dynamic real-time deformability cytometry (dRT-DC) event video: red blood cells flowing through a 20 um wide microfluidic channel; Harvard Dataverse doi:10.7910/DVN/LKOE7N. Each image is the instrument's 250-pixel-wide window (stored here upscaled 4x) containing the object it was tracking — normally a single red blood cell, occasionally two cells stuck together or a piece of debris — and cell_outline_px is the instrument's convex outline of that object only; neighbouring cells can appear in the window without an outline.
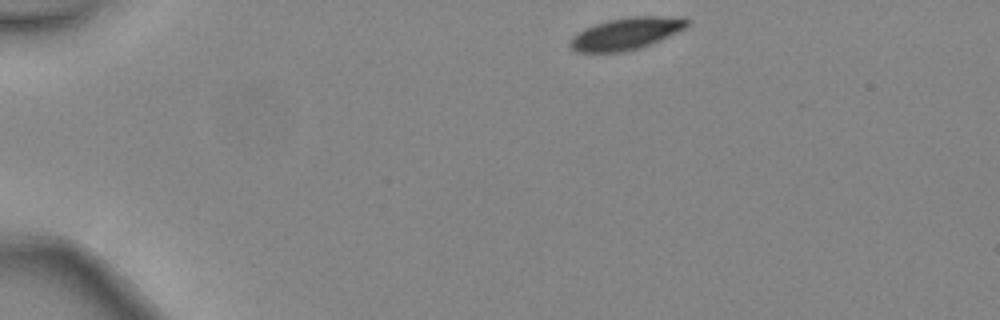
{"species": "common noctule bat (a hibernating species)", "species_latin": "Nyctalus noctula", "temperature_condition": "warm", "stored_images_in_passage": 3, "camera_frame_rate_fps": 3000, "um_per_image_px": 0.085, "animal": {"sex": "female", "body_mass_g": 24.6, "forearm_length_mm": 56.2}, "frame": {"image": 1, "passage_image": 1, "time_ms": 0.0, "image_size_px": [1000, 320], "cell_outline_px": [[688, 24], [684, 28], [652, 44], [640, 48], [624, 52], [576, 52], [568, 44], [568, 40], [576, 32], [584, 28], [608, 20], [632, 16], [684, 16], [688, 20]], "centroid_in_image_um": [53.2, 2.85], "position_along_channel_um": 31.8, "area_um2": 22.02}}
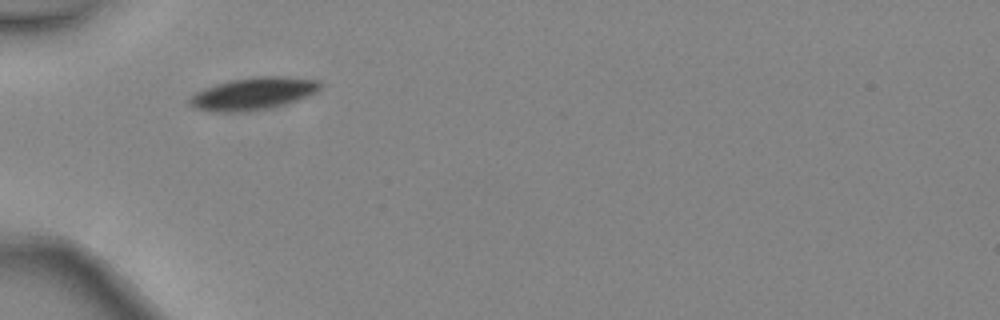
{"frame": {"image": 2, "passage_image": 3, "time_ms": 0.667, "image_size_px": [1000, 320], "cell_outline_px": [[324, 84], [316, 92], [308, 96], [284, 104], [268, 108], [244, 112], [212, 112], [192, 108], [188, 104], [188, 96], [204, 88], [216, 84], [232, 80], [260, 76], [284, 76], [320, 80]], "centroid_in_image_um": [21.49, 7.96], "position_along_channel_um": 63.5, "area_um2": 24.85}}